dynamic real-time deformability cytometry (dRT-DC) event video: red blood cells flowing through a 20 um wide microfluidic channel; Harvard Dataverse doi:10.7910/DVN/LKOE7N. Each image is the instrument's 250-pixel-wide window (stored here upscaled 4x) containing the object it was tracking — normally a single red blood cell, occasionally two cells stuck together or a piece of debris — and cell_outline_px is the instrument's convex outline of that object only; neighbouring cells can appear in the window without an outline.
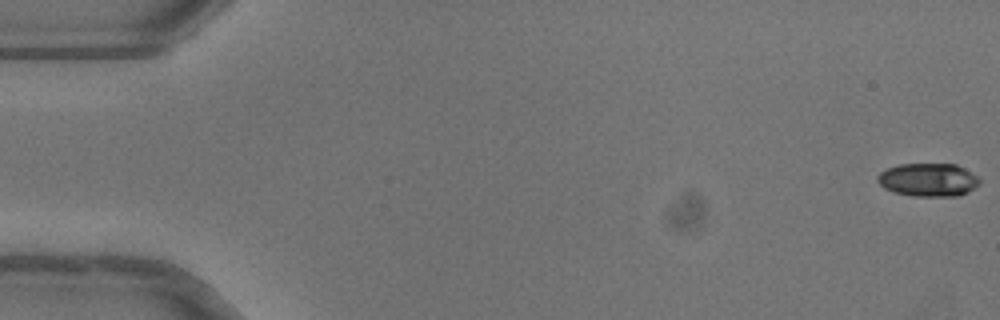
{"species": "common noctule bat (a hibernating species)", "species_latin": "Nyctalus noctula", "temperature_condition": "warm", "stored_images_in_passage": 52, "camera_frame_rate_fps": 3000, "um_per_image_px": 0.085, "animal": {"sex": "female"}, "frame": {"image": 1, "passage_image": 1, "time_ms": 0.0, "image_size_px": [1000, 320], "cell_outline_px": [[980, 184], [968, 192], [960, 196], [916, 196], [896, 192], [884, 188], [876, 180], [876, 176], [880, 172], [888, 168], [900, 164], [956, 164], [964, 168], [976, 176], [980, 180]], "centroid_in_image_um": [78.91, 15.28], "position_along_channel_um": 6.1, "area_um2": 19.71}}
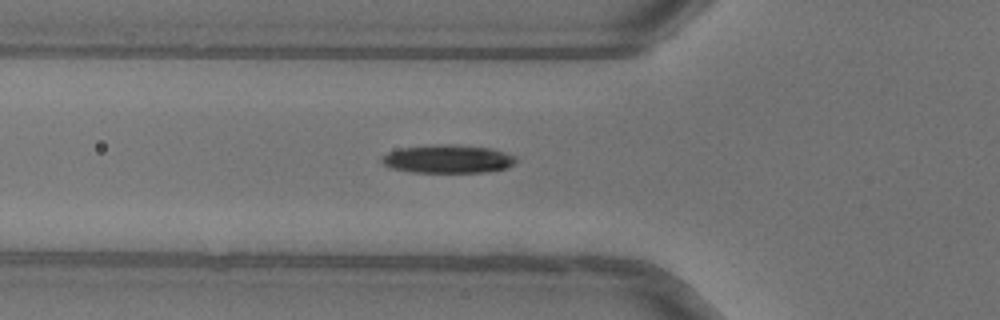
{"frame": {"image": 2, "passage_image": 19, "time_ms": 6.0, "image_size_px": [1000, 320], "cell_outline_px": [[516, 160], [512, 164], [504, 168], [484, 172], [412, 172], [392, 168], [384, 164], [380, 160], [388, 152], [400, 148], [432, 144], [452, 144], [492, 148], [516, 156]], "centroid_in_image_um": [38.05, 13.5], "position_along_channel_um": 87.8, "area_um2": 22.02}}
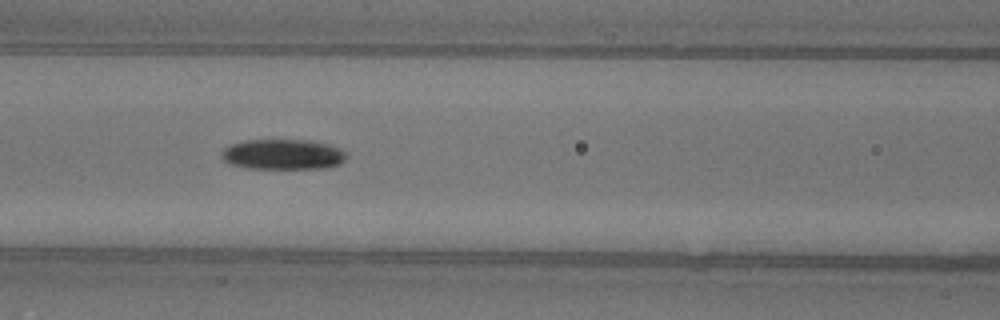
{"frame": {"image": 3, "passage_image": 23, "time_ms": 7.333, "image_size_px": [1000, 320], "cell_outline_px": [[348, 156], [340, 164], [324, 168], [248, 168], [228, 164], [220, 156], [224, 148], [232, 144], [244, 140], [308, 140], [328, 144], [340, 148]], "centroid_in_image_um": [24.04, 13.12], "position_along_channel_um": 142.6, "area_um2": 22.08}}